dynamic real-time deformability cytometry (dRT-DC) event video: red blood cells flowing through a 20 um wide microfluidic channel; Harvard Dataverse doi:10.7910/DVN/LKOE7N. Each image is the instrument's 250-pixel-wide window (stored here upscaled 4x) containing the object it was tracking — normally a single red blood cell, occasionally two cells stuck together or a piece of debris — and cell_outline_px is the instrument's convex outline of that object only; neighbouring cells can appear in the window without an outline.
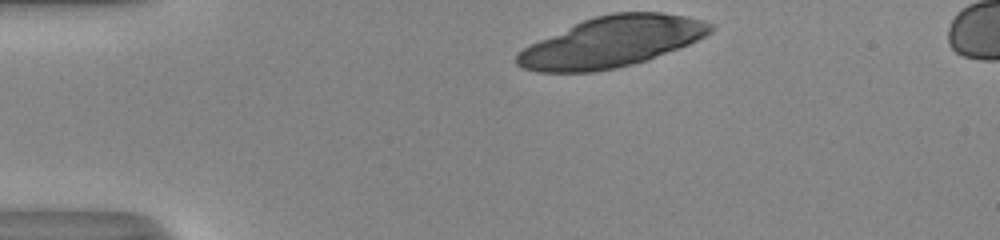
{"species": "human", "species_latin": "Homo sapiens", "temperature_condition": "room temperature", "stored_images_in_passage": 32, "camera_frame_rate_fps": 3000, "um_per_image_px": 0.085, "donor": {"sex": "male"}, "frame": {"image": 1, "passage_image": 1, "time_ms": 0.0, "image_size_px": [1000, 240], "cell_outline_px": [[716, 28], [712, 32], [680, 48], [648, 60], [616, 68], [592, 72], [536, 72], [520, 68], [516, 64], [516, 56], [524, 48], [540, 40], [584, 20], [596, 16], [612, 12], [660, 12], [688, 16], [704, 20], [712, 24]], "centroid_in_image_um": [52.04, 3.57], "position_along_channel_um": 33.0, "area_um2": 56.76}}